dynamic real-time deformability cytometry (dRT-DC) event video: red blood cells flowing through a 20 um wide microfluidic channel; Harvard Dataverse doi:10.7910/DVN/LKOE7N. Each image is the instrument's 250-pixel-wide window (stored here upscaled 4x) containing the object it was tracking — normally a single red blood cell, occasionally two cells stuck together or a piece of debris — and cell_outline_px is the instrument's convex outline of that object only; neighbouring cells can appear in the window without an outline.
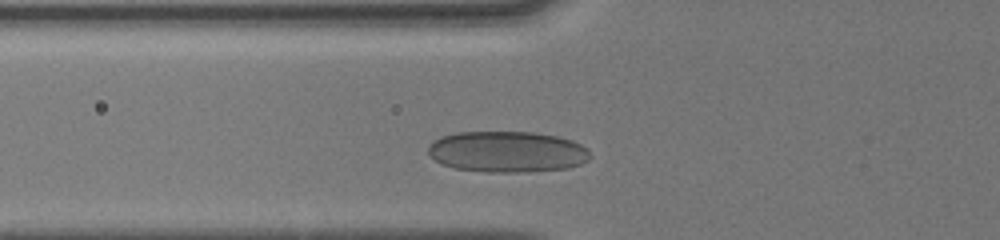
{"species": "human", "species_latin": "Homo sapiens", "temperature_condition": "cold", "stored_images_in_passage": 7, "camera_frame_rate_fps": 3000, "um_per_image_px": 0.085, "donor": {"sex": "male"}, "frame": {"image": 1, "passage_image": 4, "time_ms": 1.667, "image_size_px": [1000, 240], "cell_outline_px": [[592, 156], [588, 160], [580, 164], [568, 168], [524, 172], [488, 172], [456, 168], [440, 164], [428, 152], [428, 144], [432, 140], [440, 136], [456, 132], [536, 132], [556, 136], [572, 140], [588, 148]], "centroid_in_image_um": [43.11, 12.89], "position_along_channel_um": 82.7, "area_um2": 39.07}}
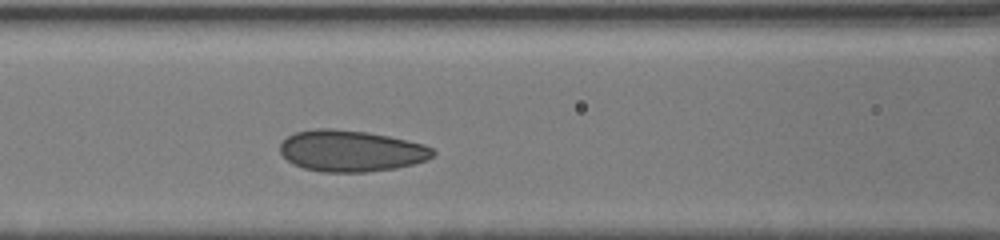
{"frame": {"image": 2, "passage_image": 7, "time_ms": 3.0, "image_size_px": [1000, 240], "cell_outline_px": [[436, 152], [432, 156], [424, 160], [412, 164], [396, 168], [368, 172], [320, 172], [304, 168], [288, 160], [280, 152], [280, 144], [288, 136], [296, 132], [316, 128], [332, 128], [368, 132], [388, 136], [424, 144], [432, 148]], "centroid_in_image_um": [29.83, 12.82], "position_along_channel_um": 136.8, "area_um2": 36.7}}